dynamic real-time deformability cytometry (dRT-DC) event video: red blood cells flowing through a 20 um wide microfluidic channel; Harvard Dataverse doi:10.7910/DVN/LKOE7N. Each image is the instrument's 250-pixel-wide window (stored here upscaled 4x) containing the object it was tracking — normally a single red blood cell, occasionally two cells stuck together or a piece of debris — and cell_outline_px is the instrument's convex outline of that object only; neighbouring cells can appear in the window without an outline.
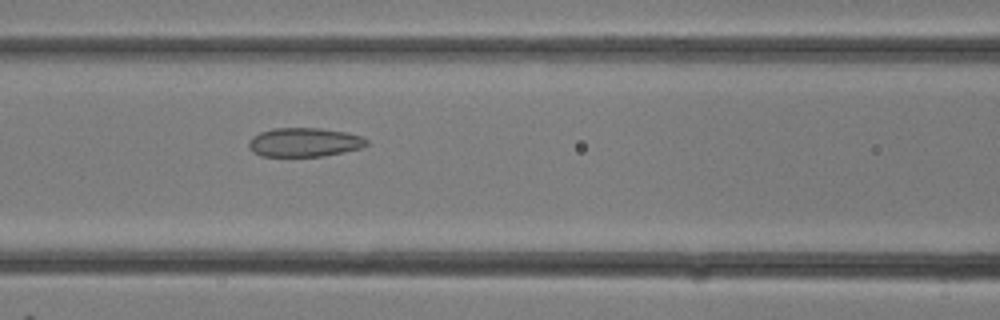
{"species": "common noctule bat (a hibernating species)", "species_latin": "Nyctalus noctula", "temperature_condition": "room temperature", "stored_images_in_passage": 9, "camera_frame_rate_fps": 3000, "um_per_image_px": 0.085, "animal": {"sex": "female"}, "frame": {"image": 1, "passage_image": 8, "time_ms": 2.333, "image_size_px": [1000, 320], "cell_outline_px": [[368, 144], [360, 148], [344, 152], [324, 156], [260, 156], [252, 152], [248, 148], [248, 140], [252, 136], [260, 132], [272, 128], [320, 128], [348, 132], [360, 136], [368, 140]], "centroid_in_image_um": [25.83, 12.09], "position_along_channel_um": 140.8, "area_um2": 20.11}}